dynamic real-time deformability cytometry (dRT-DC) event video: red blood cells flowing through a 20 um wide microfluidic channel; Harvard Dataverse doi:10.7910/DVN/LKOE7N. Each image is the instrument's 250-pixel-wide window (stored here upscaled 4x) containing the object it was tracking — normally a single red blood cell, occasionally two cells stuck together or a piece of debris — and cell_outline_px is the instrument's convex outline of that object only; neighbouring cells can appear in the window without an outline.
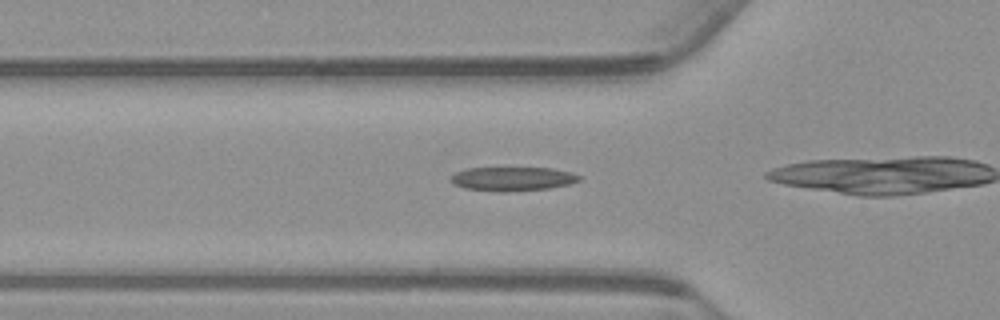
{"species": "common noctule bat (a hibernating species)", "species_latin": "Nyctalus noctula", "temperature_condition": "warm", "stored_images_in_passage": 34, "camera_frame_rate_fps": 3000, "um_per_image_px": 0.085, "animal": {"sex": "male", "body_mass_g": 23.1, "forearm_length_mm": 52.7}, "frame": {"image": 1, "passage_image": 10, "time_ms": 3.0, "image_size_px": [1000, 320], "cell_outline_px": [[580, 180], [568, 184], [548, 188], [504, 192], [500, 192], [464, 188], [448, 180], [456, 172], [468, 168], [552, 168], [572, 172], [580, 176]], "centroid_in_image_um": [43.56, 15.2], "position_along_channel_um": 82.2, "area_um2": 17.8}}
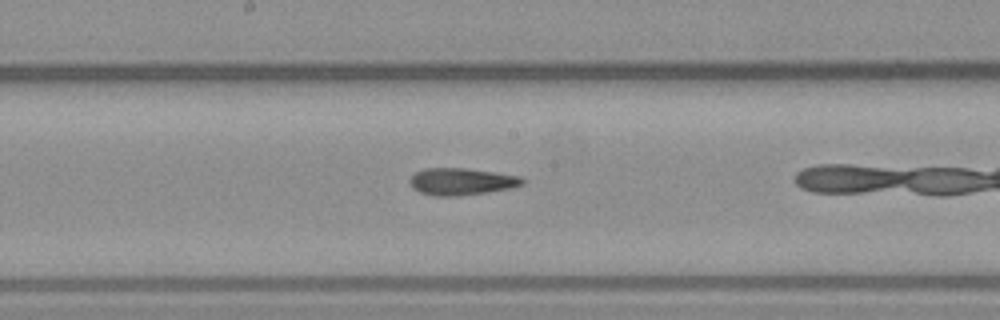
{"frame": {"image": 2, "passage_image": 20, "time_ms": 6.333, "image_size_px": [1000, 320], "cell_outline_px": [[524, 184], [508, 188], [484, 192], [456, 196], [432, 196], [420, 192], [412, 188], [408, 180], [416, 172], [424, 168], [464, 168], [496, 172], [520, 176], [524, 180]], "centroid_in_image_um": [39.18, 15.42], "position_along_channel_um": 209.0, "area_um2": 17.63}}
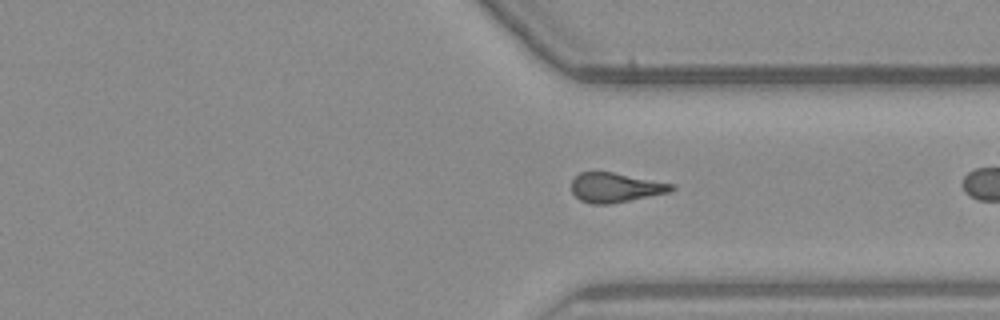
{"frame": {"image": 3, "passage_image": 32, "time_ms": 10.333, "image_size_px": [1000, 320], "cell_outline_px": [[676, 188], [668, 192], [608, 204], [592, 204], [580, 200], [572, 192], [572, 180], [580, 172], [612, 172], [676, 184]], "centroid_in_image_um": [52.31, 15.93], "position_along_channel_um": 359.1, "area_um2": 16.99}}